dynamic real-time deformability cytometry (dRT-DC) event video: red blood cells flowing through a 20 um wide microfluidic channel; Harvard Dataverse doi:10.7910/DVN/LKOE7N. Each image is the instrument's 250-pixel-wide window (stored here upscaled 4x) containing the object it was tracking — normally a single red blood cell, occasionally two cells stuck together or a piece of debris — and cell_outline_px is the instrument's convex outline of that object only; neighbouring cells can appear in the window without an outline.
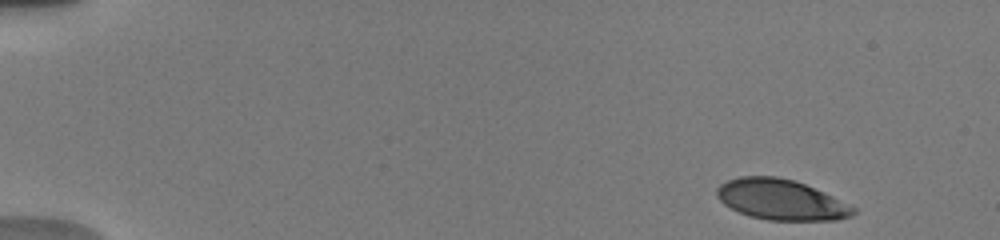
{"species": "human", "species_latin": "Homo sapiens", "temperature_condition": "warm", "stored_images_in_passage": 11, "camera_frame_rate_fps": 3000, "um_per_image_px": 0.085, "donor": {"sex": "male"}, "frame": {"image": 1, "passage_image": 1, "time_ms": 0.0, "image_size_px": [1000, 240], "cell_outline_px": [[856, 212], [852, 216], [836, 220], [768, 220], [748, 216], [724, 204], [716, 196], [716, 188], [720, 184], [728, 180], [740, 176], [776, 176], [792, 180], [804, 184], [824, 192], [856, 208]], "centroid_in_image_um": [66.37, 16.97], "position_along_channel_um": 18.6, "area_um2": 32.08}}
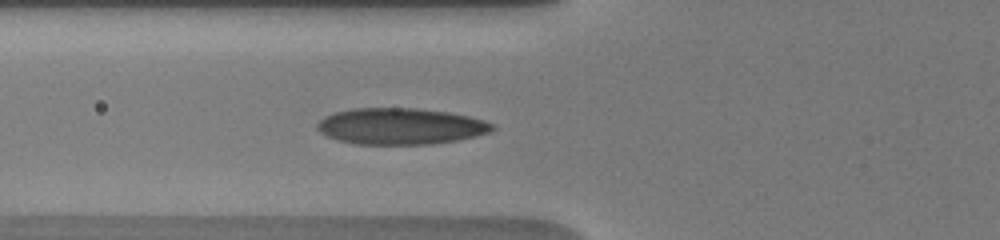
{"frame": {"image": 2, "passage_image": 7, "time_ms": 5.333, "image_size_px": [1000, 240], "cell_outline_px": [[496, 128], [492, 132], [456, 140], [432, 144], [356, 144], [340, 140], [328, 136], [320, 132], [316, 128], [316, 124], [324, 116], [336, 112], [352, 108], [416, 108], [448, 112], [468, 116], [484, 120], [496, 124]], "centroid_in_image_um": [34.07, 10.72], "position_along_channel_um": 91.7, "area_um2": 37.11}}
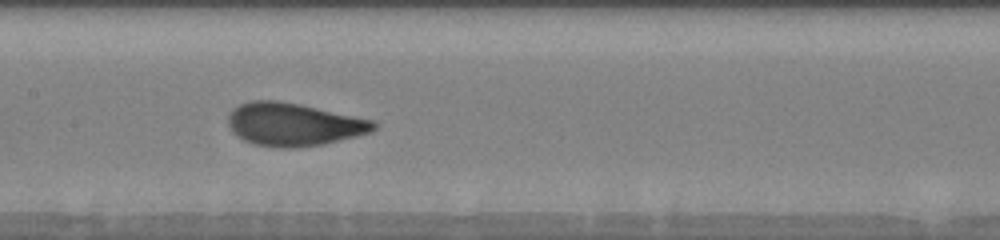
{"frame": {"image": 3, "passage_image": 10, "time_ms": 7.667, "image_size_px": [1000, 240], "cell_outline_px": [[376, 128], [372, 132], [356, 136], [320, 144], [296, 148], [280, 148], [256, 144], [244, 140], [232, 132], [228, 124], [228, 116], [232, 108], [240, 104], [252, 100], [280, 100], [300, 104], [376, 120]], "centroid_in_image_um": [24.96, 10.56], "position_along_channel_um": 182.4, "area_um2": 36.53}}